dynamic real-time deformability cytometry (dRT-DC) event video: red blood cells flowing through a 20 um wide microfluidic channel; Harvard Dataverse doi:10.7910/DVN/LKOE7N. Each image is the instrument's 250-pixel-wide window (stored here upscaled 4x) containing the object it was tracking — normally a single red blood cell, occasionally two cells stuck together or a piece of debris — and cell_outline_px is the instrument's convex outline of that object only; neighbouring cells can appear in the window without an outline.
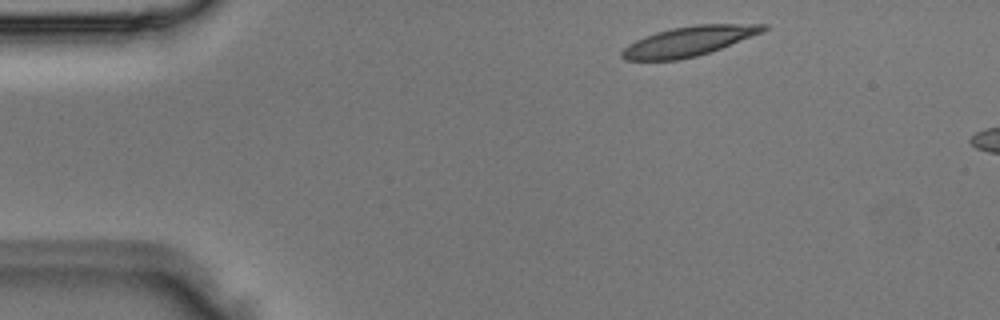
{"species": "Egyptian fruit bat (a non-hibernating species)", "species_latin": "Rousettus aegyptiacus", "temperature_condition": "room temperature", "stored_images_in_passage": 3, "camera_frame_rate_fps": 3000, "um_per_image_px": 0.085, "animal": {"sex": "male"}, "frame": {"image": 1, "passage_image": 1, "time_ms": 0.0, "image_size_px": [1000, 320], "cell_outline_px": [[768, 28], [764, 32], [720, 48], [696, 56], [680, 60], [624, 60], [620, 56], [620, 52], [628, 44], [644, 36], [656, 32], [672, 28], [696, 24], [768, 24]], "centroid_in_image_um": [58.53, 3.5], "position_along_channel_um": 26.5, "area_um2": 24.45}}